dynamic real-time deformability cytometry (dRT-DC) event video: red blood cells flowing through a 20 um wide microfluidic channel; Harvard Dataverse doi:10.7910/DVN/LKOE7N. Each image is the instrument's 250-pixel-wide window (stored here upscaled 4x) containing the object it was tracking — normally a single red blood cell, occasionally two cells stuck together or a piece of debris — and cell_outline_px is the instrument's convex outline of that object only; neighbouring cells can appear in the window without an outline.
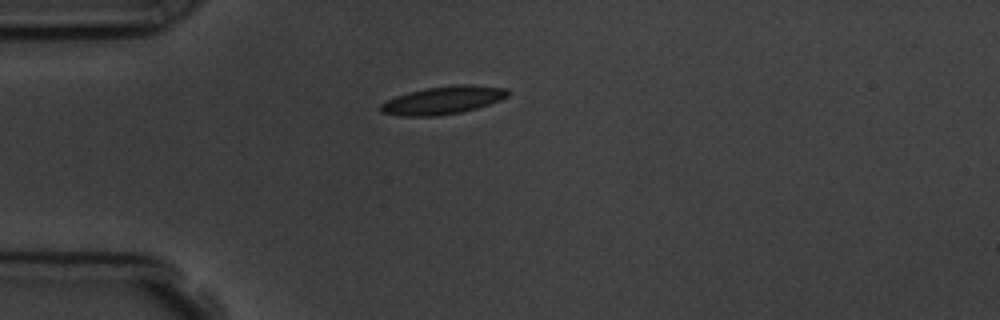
{"species": "common noctule bat (a hibernating species)", "species_latin": "Nyctalus noctula", "temperature_condition": "room temperature", "stored_images_in_passage": 2, "camera_frame_rate_fps": 3000, "um_per_image_px": 0.085, "animal": {"sex": "male", "body_mass_g": 19.5, "forearm_length_mm": 54.6}, "frame": {"image": 1, "passage_image": 1, "time_ms": 0.0, "image_size_px": [1000, 320], "cell_outline_px": [[508, 96], [500, 100], [476, 108], [460, 112], [436, 116], [404, 116], [380, 112], [380, 104], [396, 96], [408, 92], [424, 88], [456, 84], [472, 84], [508, 88]], "centroid_in_image_um": [37.66, 8.5], "position_along_channel_um": 47.3, "area_um2": 20.69}}